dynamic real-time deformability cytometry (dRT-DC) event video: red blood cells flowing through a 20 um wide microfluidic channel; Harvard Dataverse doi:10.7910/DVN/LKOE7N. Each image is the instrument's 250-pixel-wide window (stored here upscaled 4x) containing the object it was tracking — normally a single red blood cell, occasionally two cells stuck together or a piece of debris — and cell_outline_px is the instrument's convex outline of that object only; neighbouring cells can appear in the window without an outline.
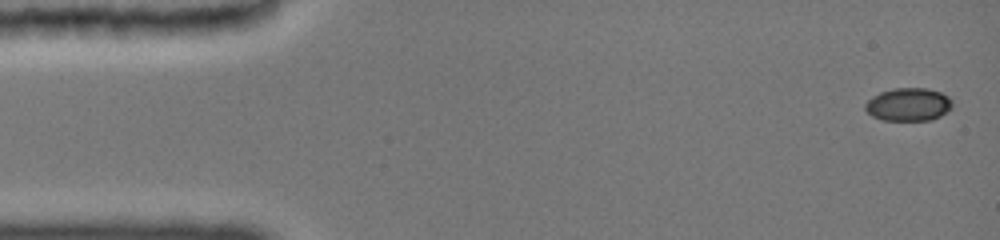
{"species": "common noctule bat (a hibernating species)", "species_latin": "Nyctalus noctula", "temperature_condition": "cold", "stored_images_in_passage": 8, "camera_frame_rate_fps": 3000, "um_per_image_px": 0.085, "animal": {"sex": "female", "body_mass_g": 19.0, "forearm_length_mm": 51.5}, "frame": {"image": 1, "passage_image": 1, "time_ms": 0.0, "image_size_px": [1000, 240], "cell_outline_px": [[952, 108], [948, 112], [932, 120], [884, 120], [872, 116], [864, 108], [864, 104], [872, 96], [880, 92], [892, 88], [928, 88], [940, 92], [948, 96], [952, 100]], "centroid_in_image_um": [77.23, 8.87], "position_along_channel_um": 7.8, "area_um2": 16.94}}
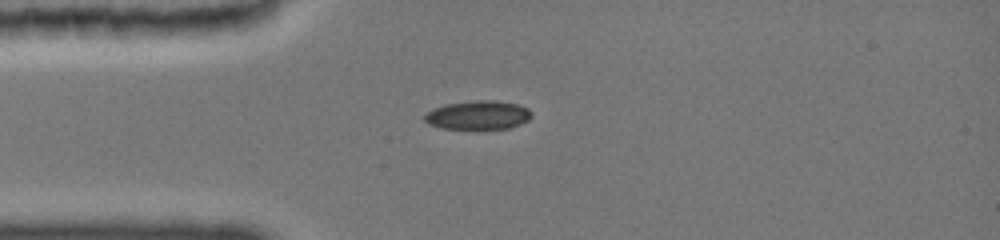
{"frame": {"image": 2, "passage_image": 5, "time_ms": 3.667, "image_size_px": [1000, 240], "cell_outline_px": [[532, 116], [528, 120], [508, 128], [444, 128], [432, 124], [424, 120], [424, 116], [428, 112], [444, 104], [472, 100], [496, 100], [516, 104], [528, 108]], "centroid_in_image_um": [40.66, 9.76], "position_along_channel_um": 44.3, "area_um2": 17.57}}
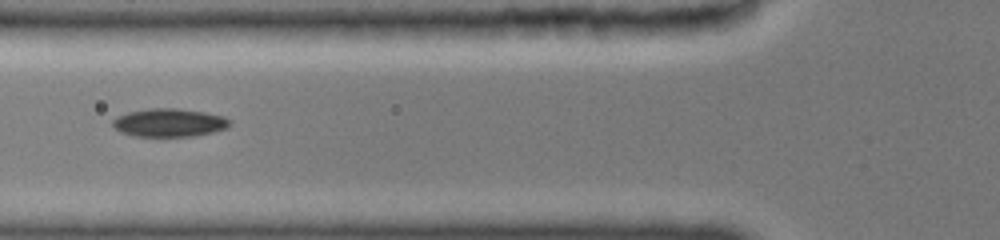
{"frame": {"image": 3, "passage_image": 7, "time_ms": 5.667, "image_size_px": [1000, 240], "cell_outline_px": [[228, 124], [224, 128], [208, 132], [188, 136], [136, 136], [124, 132], [116, 128], [112, 124], [112, 120], [128, 112], [148, 108], [176, 108], [200, 112], [220, 116], [228, 120]], "centroid_in_image_um": [14.29, 10.41], "position_along_channel_um": 111.5, "area_um2": 18.38}}